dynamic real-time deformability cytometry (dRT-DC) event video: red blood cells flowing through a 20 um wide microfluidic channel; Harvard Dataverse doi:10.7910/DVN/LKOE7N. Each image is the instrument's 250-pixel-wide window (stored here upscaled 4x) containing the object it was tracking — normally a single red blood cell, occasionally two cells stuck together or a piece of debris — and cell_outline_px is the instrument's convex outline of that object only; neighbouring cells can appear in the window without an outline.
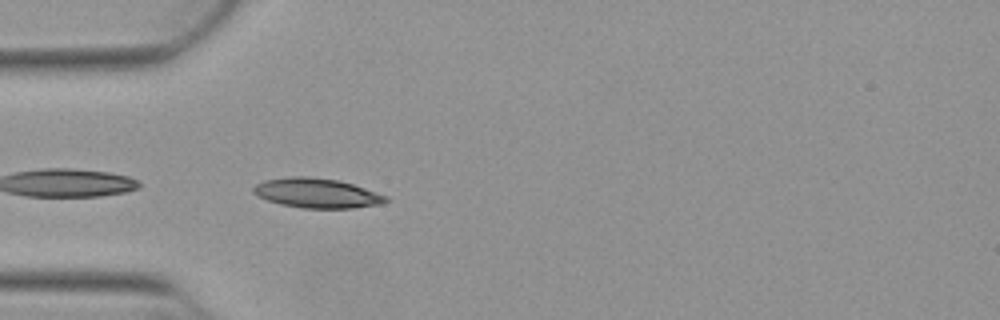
{"species": "Egyptian fruit bat (a non-hibernating species)", "species_latin": "Rousettus aegyptiacus", "temperature_condition": "warm", "stored_images_in_passage": 6, "camera_frame_rate_fps": 3000, "um_per_image_px": 0.085, "animal": {"sex": "female"}, "frame": {"image": 1, "passage_image": 1, "time_ms": 0.0, "image_size_px": [1000, 320], "cell_outline_px": [[388, 200], [384, 204], [352, 208], [304, 208], [280, 204], [268, 200], [252, 192], [252, 188], [256, 184], [264, 180], [288, 176], [308, 176], [336, 180], [352, 184], [388, 196]], "centroid_in_image_um": [26.94, 16.41], "position_along_channel_um": 58.1, "area_um2": 22.83}}